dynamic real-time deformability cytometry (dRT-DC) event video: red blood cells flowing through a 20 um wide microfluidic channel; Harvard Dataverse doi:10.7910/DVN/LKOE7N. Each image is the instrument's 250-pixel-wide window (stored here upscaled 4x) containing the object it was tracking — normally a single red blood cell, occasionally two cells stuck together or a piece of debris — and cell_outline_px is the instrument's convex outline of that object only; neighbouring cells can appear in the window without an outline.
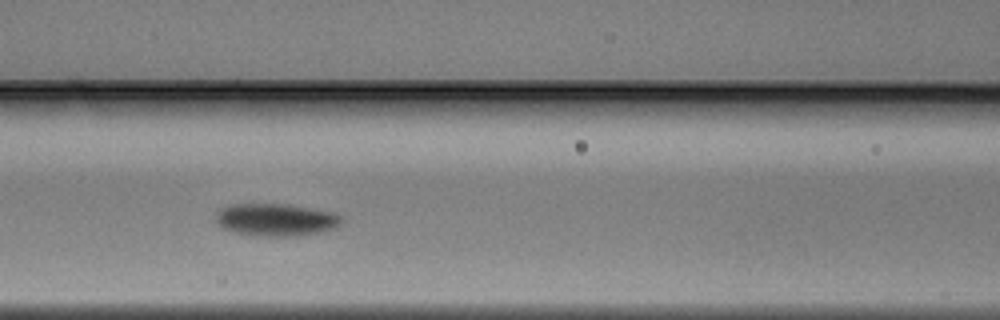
{"species": "Egyptian fruit bat (a non-hibernating species)", "species_latin": "Rousettus aegyptiacus", "temperature_condition": "warm", "stored_images_in_passage": 15, "camera_frame_rate_fps": 3000, "um_per_image_px": 0.085, "animal": {"sex": "male"}, "frame": {"image": 1, "passage_image": 9, "time_ms": 2.667, "image_size_px": [1000, 320], "cell_outline_px": [[344, 220], [336, 228], [320, 232], [296, 236], [260, 236], [232, 232], [216, 224], [216, 212], [220, 208], [232, 204], [288, 204], [336, 212], [344, 216]], "centroid_in_image_um": [23.49, 18.67], "position_along_channel_um": 143.1, "area_um2": 24.22}}